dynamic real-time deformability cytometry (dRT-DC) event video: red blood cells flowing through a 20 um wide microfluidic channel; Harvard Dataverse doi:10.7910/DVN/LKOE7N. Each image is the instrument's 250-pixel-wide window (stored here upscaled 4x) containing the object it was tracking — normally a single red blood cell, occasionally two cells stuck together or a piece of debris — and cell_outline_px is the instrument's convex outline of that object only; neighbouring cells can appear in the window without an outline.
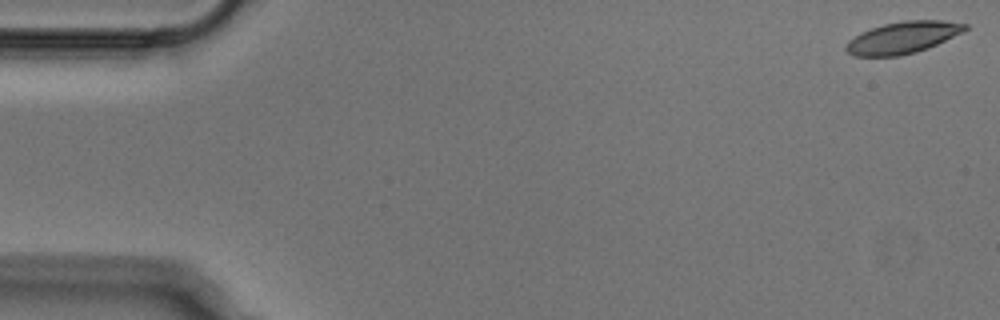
{"species": "Egyptian fruit bat (a non-hibernating species)", "species_latin": "Rousettus aegyptiacus", "temperature_condition": "cold", "stored_images_in_passage": 9, "camera_frame_rate_fps": 3000, "um_per_image_px": 0.085, "animal": {"sex": "male"}, "frame": {"image": 1, "passage_image": 1, "time_ms": 0.0, "image_size_px": [1000, 320], "cell_outline_px": [[968, 28], [964, 32], [928, 48], [916, 52], [900, 56], [852, 56], [844, 48], [848, 40], [860, 32], [884, 24], [904, 20], [944, 20], [968, 24]], "centroid_in_image_um": [76.74, 3.19], "position_along_channel_um": 8.3, "area_um2": 22.25}}